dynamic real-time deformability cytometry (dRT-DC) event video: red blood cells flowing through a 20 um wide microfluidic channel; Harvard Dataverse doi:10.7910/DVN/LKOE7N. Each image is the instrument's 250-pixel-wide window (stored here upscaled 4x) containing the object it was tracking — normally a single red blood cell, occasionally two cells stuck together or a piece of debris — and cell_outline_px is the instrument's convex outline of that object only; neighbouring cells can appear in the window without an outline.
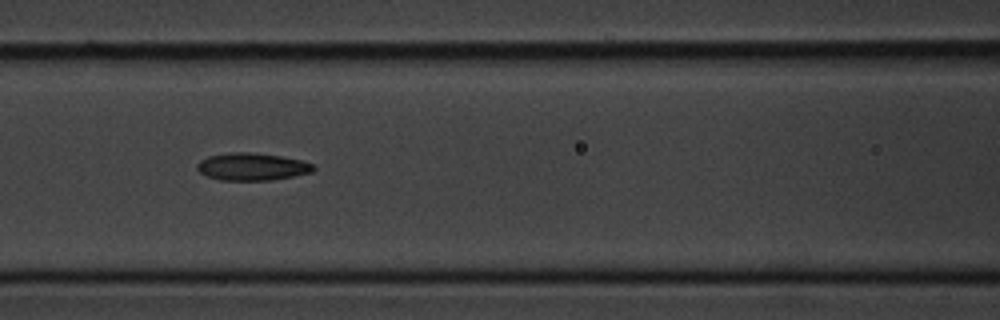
{"species": "common noctule bat (a hibernating species)", "species_latin": "Nyctalus noctula", "temperature_condition": "cold", "stored_images_in_passage": 9, "camera_frame_rate_fps": 3000, "um_per_image_px": 0.085, "animal": {"sex": "male", "body_mass_g": 20.1, "forearm_length_mm": 53.5}, "frame": {"image": 1, "passage_image": 6, "time_ms": 6.667, "image_size_px": [1000, 320], "cell_outline_px": [[316, 168], [312, 172], [272, 180], [220, 180], [208, 176], [200, 172], [196, 168], [196, 164], [200, 160], [208, 156], [232, 152], [256, 152], [280, 156], [300, 160], [316, 164]], "centroid_in_image_um": [21.44, 14.16], "position_along_channel_um": 145.2, "area_um2": 18.67}}
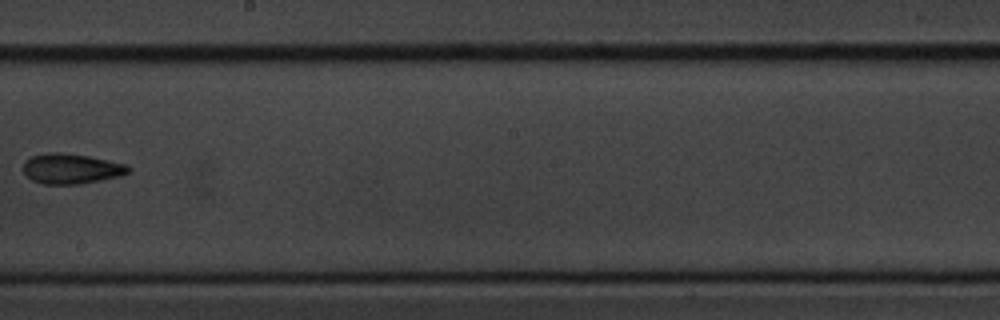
{"frame": {"image": 2, "passage_image": 8, "time_ms": 9.333, "image_size_px": [1000, 320], "cell_outline_px": [[132, 168], [128, 172], [120, 176], [80, 184], [44, 184], [32, 180], [24, 172], [24, 160], [32, 156], [48, 152], [60, 152], [88, 156], [128, 164]], "centroid_in_image_um": [6.07, 14.33], "position_along_channel_um": 242.1, "area_um2": 18.5}}
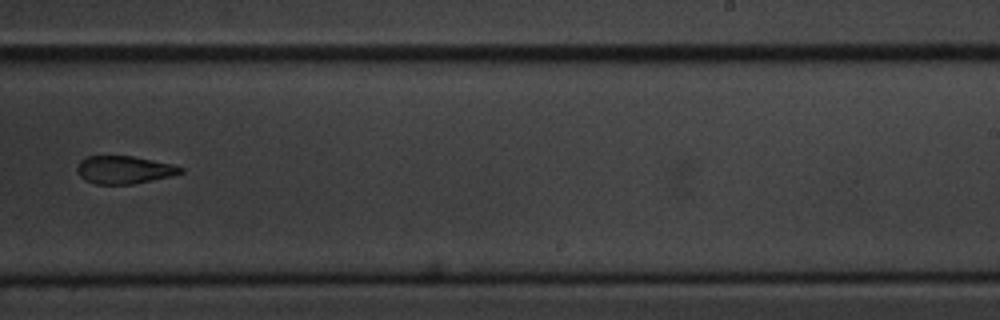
{"frame": {"image": 3, "passage_image": 9, "time_ms": 10.333, "image_size_px": [1000, 320], "cell_outline_px": [[184, 172], [172, 176], [132, 184], [96, 184], [84, 180], [76, 172], [76, 168], [80, 160], [88, 156], [132, 156], [172, 164], [184, 168]], "centroid_in_image_um": [10.53, 14.44], "position_along_channel_um": 278.5, "area_um2": 16.82}}